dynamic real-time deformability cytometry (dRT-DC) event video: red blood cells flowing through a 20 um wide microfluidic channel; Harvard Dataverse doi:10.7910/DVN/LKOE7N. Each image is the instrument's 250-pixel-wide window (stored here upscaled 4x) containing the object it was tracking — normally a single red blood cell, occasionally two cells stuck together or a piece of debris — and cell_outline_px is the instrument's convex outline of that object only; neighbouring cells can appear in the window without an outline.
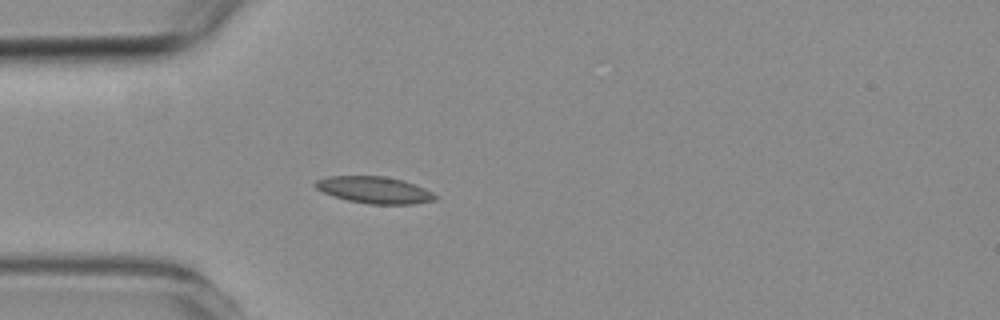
{"species": "common noctule bat (a hibernating species)", "species_latin": "Nyctalus noctula", "temperature_condition": "room temperature", "stored_images_in_passage": 3, "camera_frame_rate_fps": 3000, "um_per_image_px": 0.085, "animal": {"sex": "female", "body_mass_g": 19.3, "forearm_length_mm": 54.1}, "frame": {"image": 1, "passage_image": 3, "time_ms": 2.333, "image_size_px": [1000, 320], "cell_outline_px": [[436, 200], [412, 204], [368, 204], [348, 200], [332, 196], [316, 188], [312, 184], [316, 180], [328, 176], [384, 176], [404, 180], [416, 184], [432, 192], [436, 196]], "centroid_in_image_um": [31.81, 16.14], "position_along_channel_um": 53.2, "area_um2": 18.79}}